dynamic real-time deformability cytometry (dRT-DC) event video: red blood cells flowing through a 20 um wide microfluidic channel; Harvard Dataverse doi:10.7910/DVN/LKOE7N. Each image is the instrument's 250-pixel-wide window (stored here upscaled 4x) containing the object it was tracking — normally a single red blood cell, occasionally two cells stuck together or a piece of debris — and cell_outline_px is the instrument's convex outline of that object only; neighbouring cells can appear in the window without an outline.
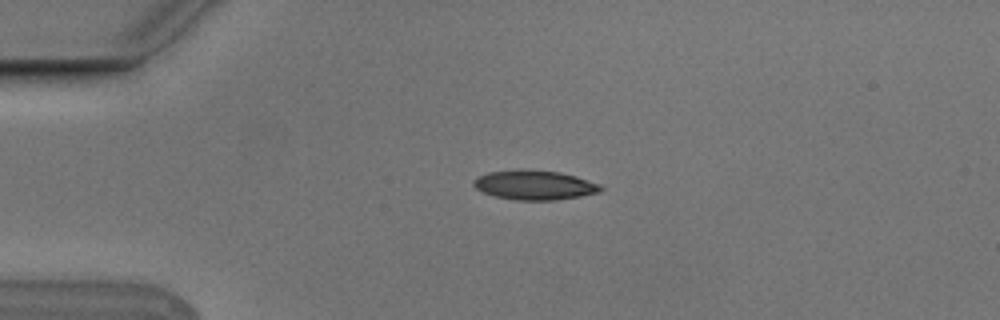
{"species": "Egyptian fruit bat (a non-hibernating species)", "species_latin": "Rousettus aegyptiacus", "temperature_condition": "cold", "stored_images_in_passage": 4, "camera_frame_rate_fps": 3000, "um_per_image_px": 0.085, "animal": {"sex": "male"}, "frame": {"image": 1, "passage_image": 2, "time_ms": 0.333, "image_size_px": [1000, 320], "cell_outline_px": [[604, 188], [600, 192], [580, 196], [556, 200], [516, 200], [496, 196], [484, 192], [476, 188], [472, 184], [480, 176], [488, 172], [560, 172], [576, 176], [600, 184]], "centroid_in_image_um": [45.52, 15.77], "position_along_channel_um": 39.5, "area_um2": 20.81}}